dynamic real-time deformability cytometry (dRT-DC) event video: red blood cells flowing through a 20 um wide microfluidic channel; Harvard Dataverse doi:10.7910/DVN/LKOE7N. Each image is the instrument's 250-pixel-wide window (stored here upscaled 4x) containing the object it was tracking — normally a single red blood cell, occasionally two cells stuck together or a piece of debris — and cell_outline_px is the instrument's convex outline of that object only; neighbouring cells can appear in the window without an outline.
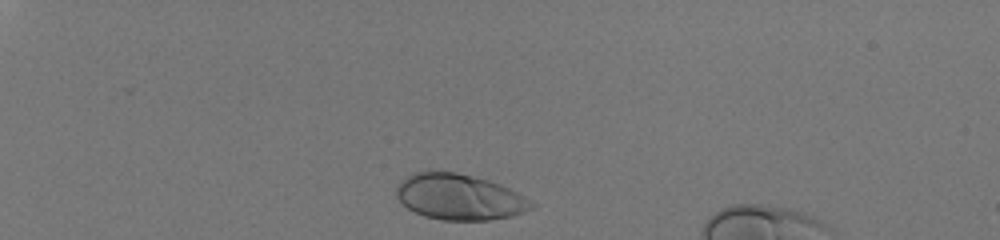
{"species": "human", "species_latin": "Homo sapiens", "temperature_condition": "room temperature", "stored_images_in_passage": 34, "camera_frame_rate_fps": 3000, "um_per_image_px": 0.085, "donor": {"sex": "male"}, "frame": {"image": 1, "passage_image": 2, "time_ms": 0.333, "image_size_px": [1000, 240], "cell_outline_px": [[536, 204], [532, 208], [524, 212], [512, 216], [488, 220], [440, 220], [424, 216], [408, 208], [396, 196], [396, 184], [404, 176], [412, 172], [428, 168], [456, 172], [488, 180], [508, 188], [524, 196]], "centroid_in_image_um": [38.98, 16.71], "position_along_channel_um": 46.0, "area_um2": 36.65}}
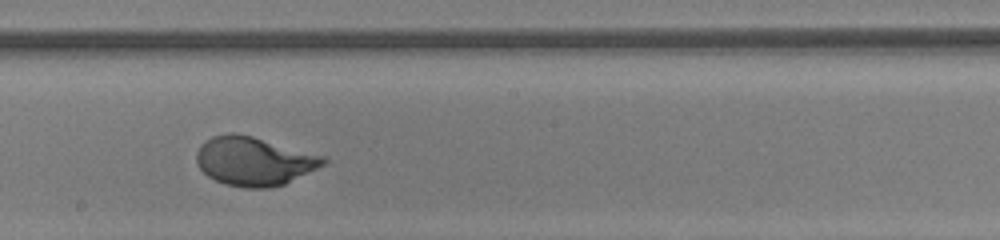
{"frame": {"image": 2, "passage_image": 21, "time_ms": 6.667, "image_size_px": [1000, 240], "cell_outline_px": [[328, 160], [324, 164], [284, 184], [268, 188], [244, 188], [224, 184], [208, 176], [200, 168], [196, 160], [196, 152], [200, 144], [212, 136], [228, 132], [232, 132], [252, 136], [324, 156]], "centroid_in_image_um": [21.55, 13.69], "position_along_channel_um": 226.7, "area_um2": 35.84}}
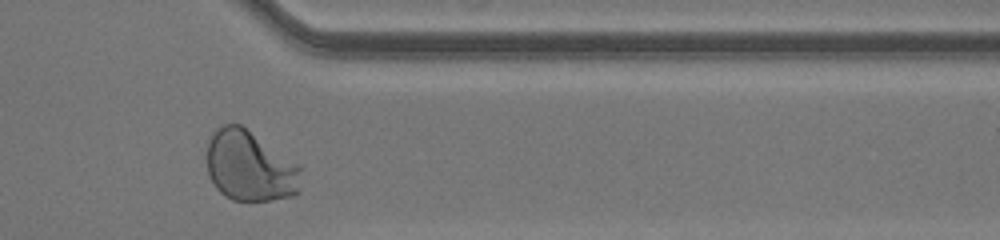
{"frame": {"image": 3, "passage_image": 33, "time_ms": 10.667, "image_size_px": [1000, 240], "cell_outline_px": [[300, 168], [296, 196], [268, 200], [232, 200], [224, 196], [216, 188], [208, 172], [208, 140], [212, 132], [216, 128], [224, 124], [240, 124], [300, 164]], "centroid_in_image_um": [21.22, 14.11], "position_along_channel_um": 390.2, "area_um2": 38.55}, "authors_computed_cell_mechanics": {"area_um2": 35.3447, "velocity_mm_per_s": 4.0891, "shape_relaxation_time_tau1_ms": 2.2988, "shape_relaxation_time_tau2_ms": null, "deformation_change_tau1": 0.1853, "deformation_change_tau2": null}}